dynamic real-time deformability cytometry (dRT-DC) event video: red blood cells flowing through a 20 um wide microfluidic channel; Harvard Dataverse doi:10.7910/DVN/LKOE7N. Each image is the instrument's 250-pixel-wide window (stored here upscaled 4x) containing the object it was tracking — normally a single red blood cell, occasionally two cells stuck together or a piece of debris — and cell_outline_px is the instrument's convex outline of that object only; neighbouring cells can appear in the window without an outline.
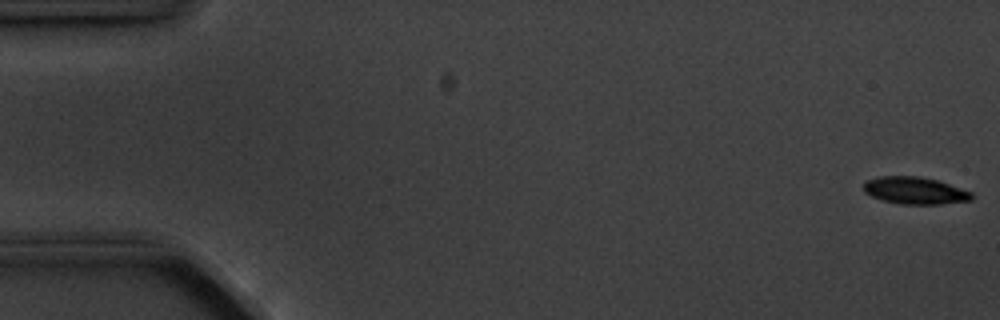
{"species": "common noctule bat (a hibernating species)", "species_latin": "Nyctalus noctula", "temperature_condition": "cold", "stored_images_in_passage": 3, "segment_of_instrument_passage": [2, 2], "camera_frame_rate_fps": 3000, "um_per_image_px": 0.085, "animal": {"sex": "male", "body_mass_g": 20.1, "forearm_length_mm": 53.5}, "frame": {"image": 1, "passage_image": 3, "time_ms": 3.333, "image_size_px": [1000, 320], "cell_outline_px": [[972, 200], [940, 204], [900, 204], [884, 200], [872, 196], [864, 192], [864, 184], [868, 180], [880, 176], [916, 176], [936, 180], [972, 192]], "centroid_in_image_um": [77.76, 16.2], "position_along_channel_um": 7.2, "area_um2": 16.82}}